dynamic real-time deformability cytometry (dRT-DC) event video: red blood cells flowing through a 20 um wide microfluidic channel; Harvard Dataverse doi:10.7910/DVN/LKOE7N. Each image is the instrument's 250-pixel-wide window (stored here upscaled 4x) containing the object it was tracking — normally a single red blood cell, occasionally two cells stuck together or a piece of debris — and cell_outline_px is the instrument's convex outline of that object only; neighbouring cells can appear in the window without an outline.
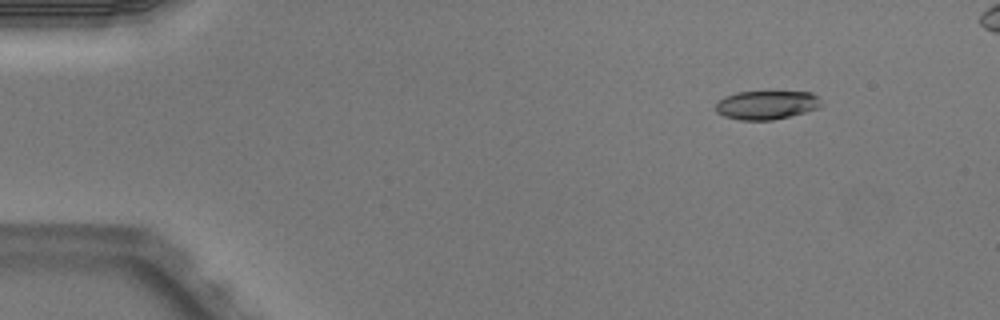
{"species": "Egyptian fruit bat (a non-hibernating species)", "species_latin": "Rousettus aegyptiacus", "temperature_condition": "warm", "stored_images_in_passage": 5, "camera_frame_rate_fps": 3000, "um_per_image_px": 0.085, "animal": {"sex": "male"}, "frame": {"image": 1, "passage_image": 1, "time_ms": 0.0, "image_size_px": [1000, 320], "cell_outline_px": [[820, 108], [772, 120], [740, 120], [724, 116], [716, 112], [716, 100], [724, 96], [736, 92], [812, 92], [820, 100]], "centroid_in_image_um": [65.1, 8.92], "position_along_channel_um": 19.9, "area_um2": 17.63}}